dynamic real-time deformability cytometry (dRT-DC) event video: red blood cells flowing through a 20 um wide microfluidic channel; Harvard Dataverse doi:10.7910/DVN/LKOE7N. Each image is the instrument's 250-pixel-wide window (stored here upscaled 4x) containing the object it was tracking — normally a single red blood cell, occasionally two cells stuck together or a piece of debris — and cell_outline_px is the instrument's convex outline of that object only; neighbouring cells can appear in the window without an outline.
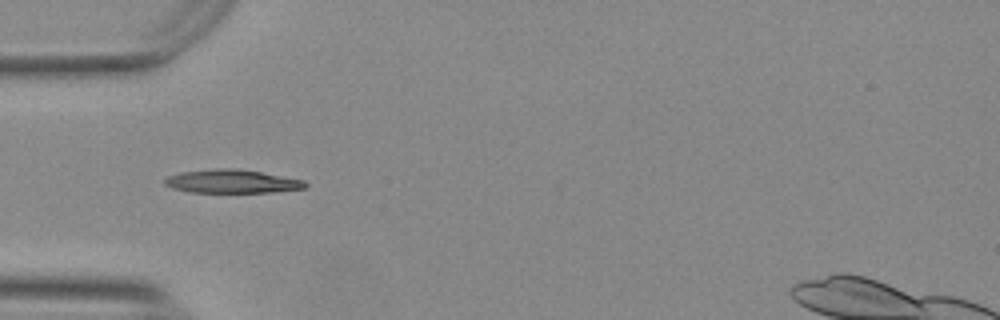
{"species": "Egyptian fruit bat (a non-hibernating species)", "species_latin": "Rousettus aegyptiacus", "temperature_condition": "warm", "stored_images_in_passage": 38, "camera_frame_rate_fps": 3000, "um_per_image_px": 0.085, "animal": {"sex": "female"}, "frame": {"image": 1, "passage_image": 1, "time_ms": 0.0, "image_size_px": [1000, 320], "cell_outline_px": [[308, 188], [272, 192], [188, 192], [172, 188], [164, 184], [164, 180], [168, 176], [180, 172], [212, 168], [236, 168], [260, 172], [304, 180], [308, 184]], "centroid_in_image_um": [19.71, 15.41], "position_along_channel_um": 65.3, "area_um2": 19.31}}
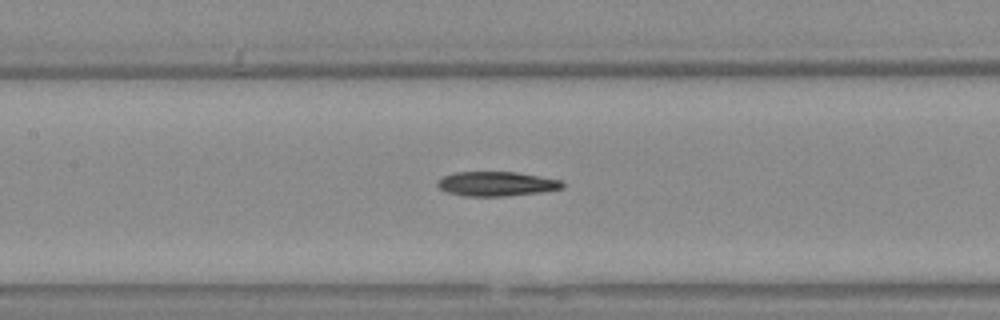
{"frame": {"image": 2, "passage_image": 9, "time_ms": 2.667, "image_size_px": [1000, 320], "cell_outline_px": [[564, 188], [540, 192], [504, 196], [464, 196], [448, 192], [440, 188], [436, 184], [444, 176], [456, 172], [516, 172], [560, 180], [564, 184]], "centroid_in_image_um": [42.21, 15.63], "position_along_channel_um": 165.2, "area_um2": 17.57}}
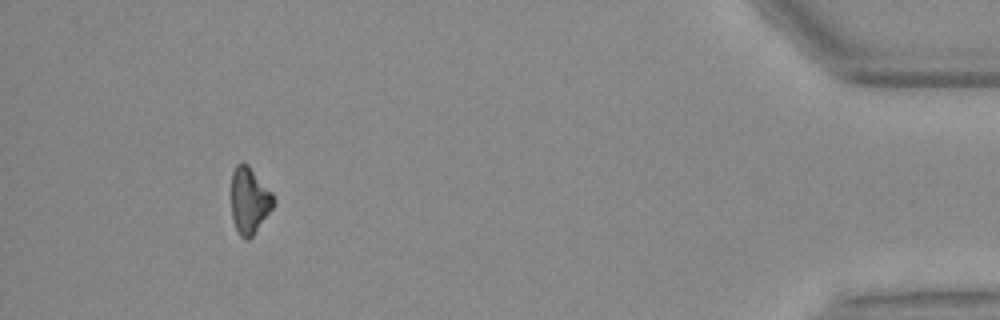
{"frame": {"image": 3, "passage_image": 34, "time_ms": 11.0, "image_size_px": [1000, 320], "cell_outline_px": [[276, 204], [252, 236], [248, 240], [244, 240], [240, 236], [236, 228], [232, 216], [232, 172], [236, 164], [248, 164], [272, 192], [276, 200]], "centroid_in_image_um": [21.22, 17.05], "position_along_channel_um": 414.0, "area_um2": 16.36}}